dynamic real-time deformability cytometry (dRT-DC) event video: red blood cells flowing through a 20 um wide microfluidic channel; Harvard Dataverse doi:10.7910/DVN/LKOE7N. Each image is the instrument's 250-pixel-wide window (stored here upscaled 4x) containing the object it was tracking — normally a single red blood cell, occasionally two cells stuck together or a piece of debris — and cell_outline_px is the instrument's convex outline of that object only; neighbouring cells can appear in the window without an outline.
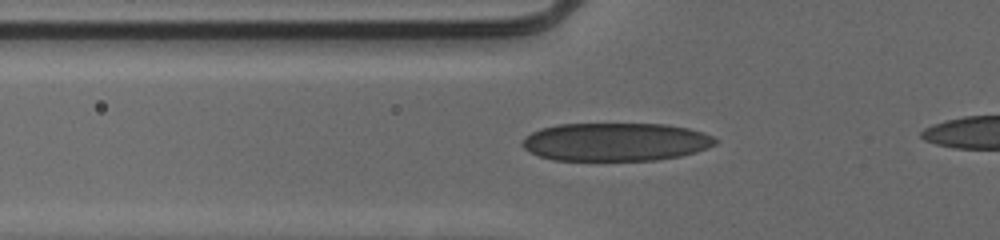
{"species": "human", "species_latin": "Homo sapiens", "temperature_condition": "cold", "stored_images_in_passage": 39, "camera_frame_rate_fps": 3000, "um_per_image_px": 0.085, "donor": {"sex": "male"}, "frame": {"image": 1, "passage_image": 10, "time_ms": 3.0, "image_size_px": [1000, 240], "cell_outline_px": [[716, 144], [708, 148], [696, 152], [680, 156], [656, 160], [552, 160], [528, 152], [520, 144], [524, 136], [540, 128], [560, 124], [664, 124], [688, 128], [712, 136], [716, 140]], "centroid_in_image_um": [52.28, 12.06], "position_along_channel_um": 73.5, "area_um2": 43.06}}
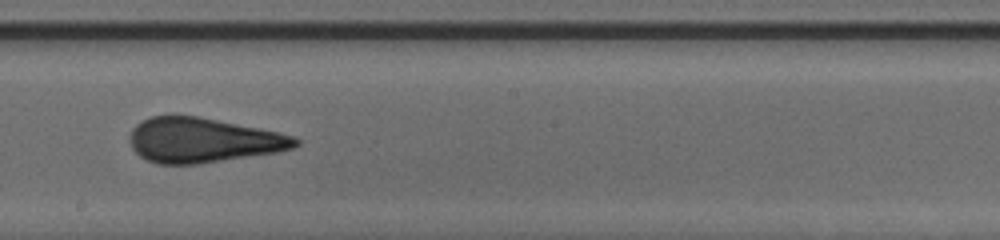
{"frame": {"image": 2, "passage_image": 22, "time_ms": 7.0, "image_size_px": [1000, 240], "cell_outline_px": [[300, 144], [292, 148], [276, 152], [196, 164], [156, 164], [140, 156], [132, 148], [128, 140], [128, 136], [132, 128], [136, 124], [152, 116], [200, 116], [280, 132], [292, 136], [300, 140]], "centroid_in_image_um": [17.22, 11.91], "position_along_channel_um": 231.0, "area_um2": 43.12}}
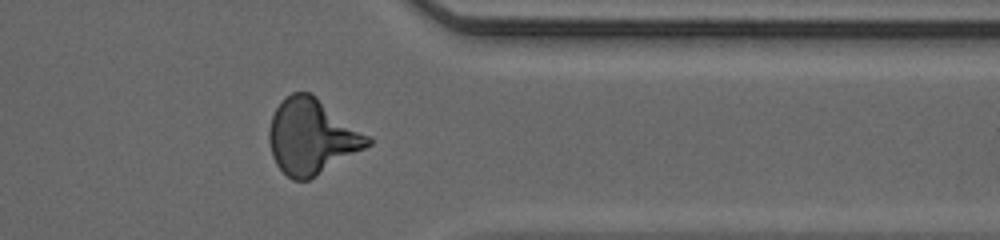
{"frame": {"image": 3, "passage_image": 34, "time_ms": 11.0, "image_size_px": [1000, 240], "cell_outline_px": [[372, 144], [316, 176], [308, 180], [292, 180], [276, 164], [272, 156], [268, 140], [268, 128], [272, 116], [280, 100], [284, 96], [292, 92], [308, 92], [316, 96], [372, 136]], "centroid_in_image_um": [26.5, 11.59], "position_along_channel_um": 384.9, "area_um2": 43.58}}